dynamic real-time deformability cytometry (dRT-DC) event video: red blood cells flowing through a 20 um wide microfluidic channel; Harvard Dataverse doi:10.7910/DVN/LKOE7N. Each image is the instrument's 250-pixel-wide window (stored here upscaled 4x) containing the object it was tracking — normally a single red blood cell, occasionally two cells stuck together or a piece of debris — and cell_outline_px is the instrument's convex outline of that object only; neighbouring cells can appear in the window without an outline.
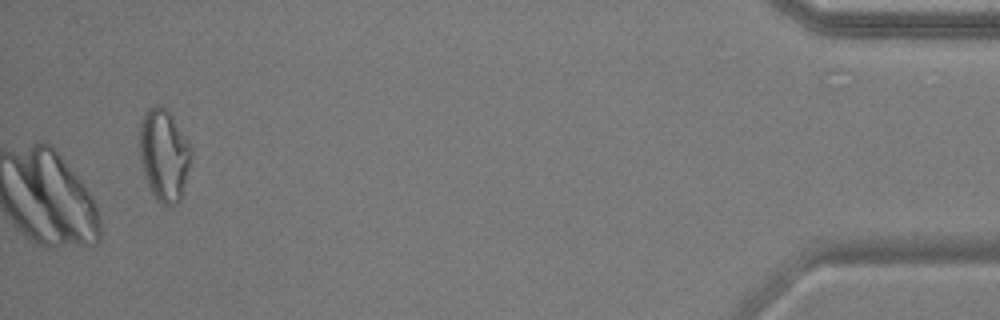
{"species": "common noctule bat (a hibernating species)", "species_latin": "Nyctalus noctula", "temperature_condition": "warm", "stored_images_in_passage": 53, "camera_frame_rate_fps": 3000, "um_per_image_px": 0.085, "animal": {"sex": "male", "body_mass_g": 17.9, "forearm_length_mm": 54.2}, "frame": {"image": 1, "passage_image": 53, "time_ms": 17.333, "image_size_px": [1000, 320], "cell_outline_px": [[192, 156], [180, 200], [176, 204], [160, 204], [156, 200], [144, 176], [140, 160], [140, 124], [144, 112], [148, 108], [156, 104], [160, 104], [172, 116], [192, 148]], "centroid_in_image_um": [13.93, 13.16], "position_along_channel_um": 421.3, "area_um2": 27.51}}